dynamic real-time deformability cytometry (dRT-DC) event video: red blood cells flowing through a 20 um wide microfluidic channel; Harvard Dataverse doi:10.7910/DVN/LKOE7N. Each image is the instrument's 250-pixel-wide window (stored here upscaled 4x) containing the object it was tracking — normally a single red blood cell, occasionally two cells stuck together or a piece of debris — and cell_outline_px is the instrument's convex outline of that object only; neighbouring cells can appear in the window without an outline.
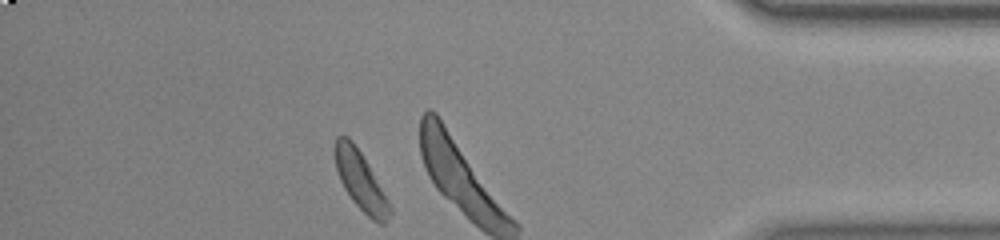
{"species": "common noctule bat (a hibernating species)", "species_latin": "Nyctalus noctula", "temperature_condition": "room temperature", "stored_images_in_passage": 33, "camera_frame_rate_fps": 3000, "um_per_image_px": 0.085, "animal": {"sex": "male", "body_mass_g": 20.0, "forearm_length_mm": 53.3}, "frame": {"image": 1, "passage_image": 33, "time_ms": 10.667, "image_size_px": [1000, 240], "cell_outline_px": [[392, 212], [388, 220], [384, 224], [380, 224], [372, 220], [352, 200], [344, 188], [340, 180], [336, 168], [336, 136], [348, 136], [352, 140], [368, 164], [388, 200], [392, 208]], "centroid_in_image_um": [30.68, 15.41], "position_along_channel_um": 404.5, "area_um2": 18.32}, "authors_computed_cell_mechanics": {"area_um2": 18.9584, "velocity_mm_per_s": 3.7084, "shape_relaxation_time_tau1_ms": 3.1065, "shape_relaxation_time_tau2_ms": null, "deformation_change_tau1": 0.0878, "deformation_change_tau2": null}}